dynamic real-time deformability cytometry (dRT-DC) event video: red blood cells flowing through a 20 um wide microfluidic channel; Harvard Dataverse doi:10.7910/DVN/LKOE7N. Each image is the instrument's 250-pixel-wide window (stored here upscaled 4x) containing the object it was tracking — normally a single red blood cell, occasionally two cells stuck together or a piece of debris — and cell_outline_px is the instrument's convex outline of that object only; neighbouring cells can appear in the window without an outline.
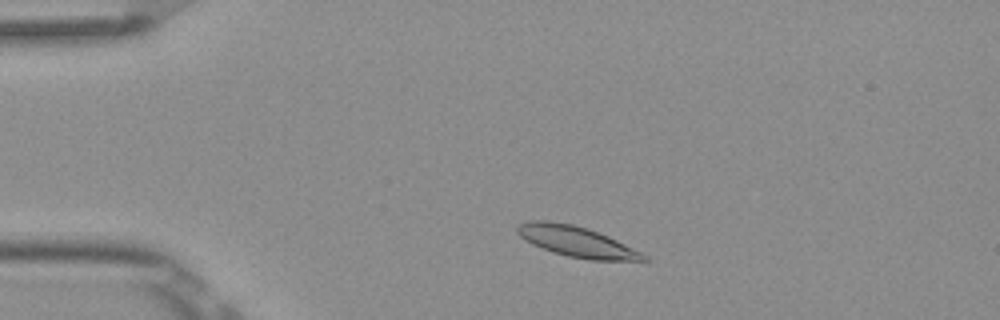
{"species": "Egyptian fruit bat (a non-hibernating species)", "species_latin": "Rousettus aegyptiacus", "temperature_condition": "room temperature", "stored_images_in_passage": 5, "camera_frame_rate_fps": 3000, "um_per_image_px": 0.085, "frame": {"image": 1, "passage_image": 1, "time_ms": 0.0, "image_size_px": [1000, 320], "cell_outline_px": [[652, 260], [588, 260], [568, 256], [552, 252], [532, 244], [520, 236], [516, 232], [516, 224], [528, 220], [548, 220], [572, 224], [588, 228], [608, 236], [648, 256]], "centroid_in_image_um": [48.95, 20.52], "position_along_channel_um": 36.0, "area_um2": 22.54}}
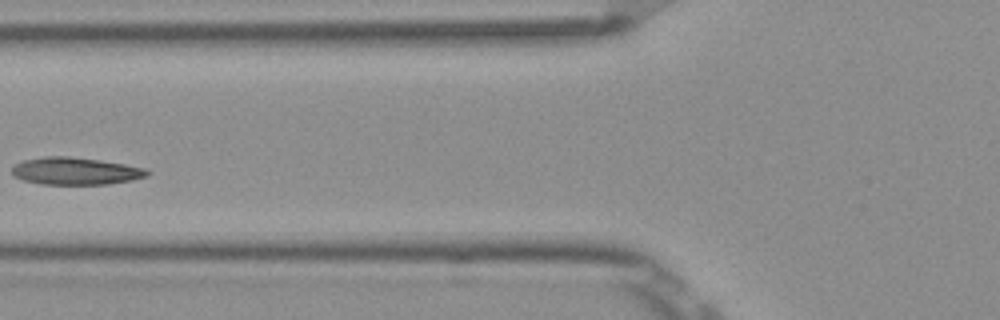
{"frame": {"image": 2, "passage_image": 4, "time_ms": 1.0, "image_size_px": [1000, 320], "cell_outline_px": [[152, 172], [148, 176], [132, 180], [108, 184], [44, 184], [24, 180], [12, 176], [12, 168], [16, 164], [24, 160], [44, 156], [68, 156], [100, 160], [124, 164], [144, 168]], "centroid_in_image_um": [6.43, 14.54], "position_along_channel_um": 119.4, "area_um2": 21.5}}
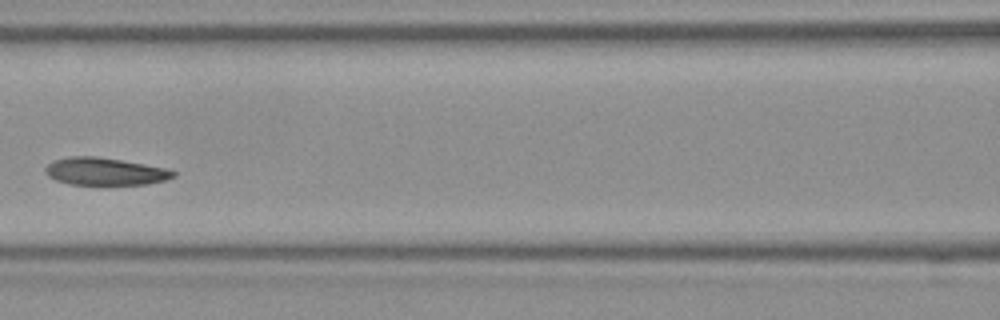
{"frame": {"image": 3, "passage_image": 5, "time_ms": 1.333, "image_size_px": [1000, 320], "cell_outline_px": [[176, 176], [164, 180], [148, 184], [68, 184], [56, 180], [48, 176], [44, 168], [48, 164], [56, 160], [68, 156], [96, 156], [144, 164], [164, 168], [176, 172]], "centroid_in_image_um": [8.9, 14.57], "position_along_channel_um": 157.7, "area_um2": 20.23}}